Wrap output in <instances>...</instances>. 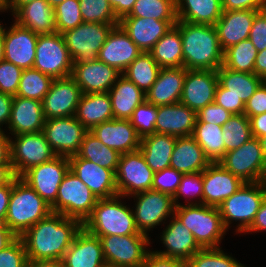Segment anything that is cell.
Listing matches in <instances>:
<instances>
[{"mask_svg": "<svg viewBox=\"0 0 266 267\" xmlns=\"http://www.w3.org/2000/svg\"><path fill=\"white\" fill-rule=\"evenodd\" d=\"M17 236L5 223H0V251L10 245Z\"/></svg>", "mask_w": 266, "mask_h": 267, "instance_id": "obj_68", "label": "cell"}, {"mask_svg": "<svg viewBox=\"0 0 266 267\" xmlns=\"http://www.w3.org/2000/svg\"><path fill=\"white\" fill-rule=\"evenodd\" d=\"M161 68L183 67V46L180 31L173 26L149 51Z\"/></svg>", "mask_w": 266, "mask_h": 267, "instance_id": "obj_38", "label": "cell"}, {"mask_svg": "<svg viewBox=\"0 0 266 267\" xmlns=\"http://www.w3.org/2000/svg\"><path fill=\"white\" fill-rule=\"evenodd\" d=\"M157 117V106L145 100L134 110L130 121L135 127L137 134L143 138L146 135L155 133Z\"/></svg>", "mask_w": 266, "mask_h": 267, "instance_id": "obj_51", "label": "cell"}, {"mask_svg": "<svg viewBox=\"0 0 266 267\" xmlns=\"http://www.w3.org/2000/svg\"><path fill=\"white\" fill-rule=\"evenodd\" d=\"M222 126L207 122H196L192 137L202 147L211 163L219 162L225 155Z\"/></svg>", "mask_w": 266, "mask_h": 267, "instance_id": "obj_40", "label": "cell"}, {"mask_svg": "<svg viewBox=\"0 0 266 267\" xmlns=\"http://www.w3.org/2000/svg\"><path fill=\"white\" fill-rule=\"evenodd\" d=\"M183 173L169 167L161 171L154 172L152 190L159 191L174 196L181 182Z\"/></svg>", "mask_w": 266, "mask_h": 267, "instance_id": "obj_52", "label": "cell"}, {"mask_svg": "<svg viewBox=\"0 0 266 267\" xmlns=\"http://www.w3.org/2000/svg\"><path fill=\"white\" fill-rule=\"evenodd\" d=\"M265 197L266 181L244 183L218 206L225 228L230 229L231 224L238 221V224L234 223L237 225L235 234L244 233L253 223Z\"/></svg>", "mask_w": 266, "mask_h": 267, "instance_id": "obj_6", "label": "cell"}, {"mask_svg": "<svg viewBox=\"0 0 266 267\" xmlns=\"http://www.w3.org/2000/svg\"><path fill=\"white\" fill-rule=\"evenodd\" d=\"M13 100L14 96L0 92V131H6L3 125L8 126Z\"/></svg>", "mask_w": 266, "mask_h": 267, "instance_id": "obj_61", "label": "cell"}, {"mask_svg": "<svg viewBox=\"0 0 266 267\" xmlns=\"http://www.w3.org/2000/svg\"><path fill=\"white\" fill-rule=\"evenodd\" d=\"M219 163L245 183L266 181V160L258 138L225 153Z\"/></svg>", "mask_w": 266, "mask_h": 267, "instance_id": "obj_10", "label": "cell"}, {"mask_svg": "<svg viewBox=\"0 0 266 267\" xmlns=\"http://www.w3.org/2000/svg\"><path fill=\"white\" fill-rule=\"evenodd\" d=\"M186 71L184 67L161 68L156 81L146 92V101L155 106L178 103L181 99Z\"/></svg>", "mask_w": 266, "mask_h": 267, "instance_id": "obj_31", "label": "cell"}, {"mask_svg": "<svg viewBox=\"0 0 266 267\" xmlns=\"http://www.w3.org/2000/svg\"><path fill=\"white\" fill-rule=\"evenodd\" d=\"M135 1L136 0H108L119 20L131 12Z\"/></svg>", "mask_w": 266, "mask_h": 267, "instance_id": "obj_63", "label": "cell"}, {"mask_svg": "<svg viewBox=\"0 0 266 267\" xmlns=\"http://www.w3.org/2000/svg\"><path fill=\"white\" fill-rule=\"evenodd\" d=\"M52 213L51 206L20 177L12 181L8 211L4 223L17 236Z\"/></svg>", "mask_w": 266, "mask_h": 267, "instance_id": "obj_3", "label": "cell"}, {"mask_svg": "<svg viewBox=\"0 0 266 267\" xmlns=\"http://www.w3.org/2000/svg\"><path fill=\"white\" fill-rule=\"evenodd\" d=\"M35 0H11L5 8V13L6 11L11 12L12 15L20 8L23 7L24 5H27Z\"/></svg>", "mask_w": 266, "mask_h": 267, "instance_id": "obj_71", "label": "cell"}, {"mask_svg": "<svg viewBox=\"0 0 266 267\" xmlns=\"http://www.w3.org/2000/svg\"><path fill=\"white\" fill-rule=\"evenodd\" d=\"M54 78L37 69H24L16 96L42 101L50 90Z\"/></svg>", "mask_w": 266, "mask_h": 267, "instance_id": "obj_44", "label": "cell"}, {"mask_svg": "<svg viewBox=\"0 0 266 267\" xmlns=\"http://www.w3.org/2000/svg\"><path fill=\"white\" fill-rule=\"evenodd\" d=\"M46 1L52 8H55L57 5L64 2L65 0H46Z\"/></svg>", "mask_w": 266, "mask_h": 267, "instance_id": "obj_74", "label": "cell"}, {"mask_svg": "<svg viewBox=\"0 0 266 267\" xmlns=\"http://www.w3.org/2000/svg\"><path fill=\"white\" fill-rule=\"evenodd\" d=\"M118 23L83 22L62 33L73 64L98 59V53L109 33Z\"/></svg>", "mask_w": 266, "mask_h": 267, "instance_id": "obj_9", "label": "cell"}, {"mask_svg": "<svg viewBox=\"0 0 266 267\" xmlns=\"http://www.w3.org/2000/svg\"><path fill=\"white\" fill-rule=\"evenodd\" d=\"M142 267H187V265L183 261L160 256L152 250L148 253Z\"/></svg>", "mask_w": 266, "mask_h": 267, "instance_id": "obj_60", "label": "cell"}, {"mask_svg": "<svg viewBox=\"0 0 266 267\" xmlns=\"http://www.w3.org/2000/svg\"><path fill=\"white\" fill-rule=\"evenodd\" d=\"M231 116L232 114L229 111L214 102L206 105L197 112L196 122H207L224 126Z\"/></svg>", "mask_w": 266, "mask_h": 267, "instance_id": "obj_55", "label": "cell"}, {"mask_svg": "<svg viewBox=\"0 0 266 267\" xmlns=\"http://www.w3.org/2000/svg\"><path fill=\"white\" fill-rule=\"evenodd\" d=\"M244 183L219 162L211 163L203 170V204L218 207Z\"/></svg>", "mask_w": 266, "mask_h": 267, "instance_id": "obj_24", "label": "cell"}, {"mask_svg": "<svg viewBox=\"0 0 266 267\" xmlns=\"http://www.w3.org/2000/svg\"><path fill=\"white\" fill-rule=\"evenodd\" d=\"M167 222L160 234V241L165 250L153 251L160 256L170 257L186 263L201 247L195 241L191 231L175 215Z\"/></svg>", "mask_w": 266, "mask_h": 267, "instance_id": "obj_21", "label": "cell"}, {"mask_svg": "<svg viewBox=\"0 0 266 267\" xmlns=\"http://www.w3.org/2000/svg\"><path fill=\"white\" fill-rule=\"evenodd\" d=\"M83 22L119 23L108 0H79Z\"/></svg>", "mask_w": 266, "mask_h": 267, "instance_id": "obj_49", "label": "cell"}, {"mask_svg": "<svg viewBox=\"0 0 266 267\" xmlns=\"http://www.w3.org/2000/svg\"><path fill=\"white\" fill-rule=\"evenodd\" d=\"M124 17L177 21L176 2L175 0H136L131 12Z\"/></svg>", "mask_w": 266, "mask_h": 267, "instance_id": "obj_45", "label": "cell"}, {"mask_svg": "<svg viewBox=\"0 0 266 267\" xmlns=\"http://www.w3.org/2000/svg\"><path fill=\"white\" fill-rule=\"evenodd\" d=\"M130 197L135 202L132 207L135 225L140 233L147 236L157 226H164L165 221L169 220L167 218L174 215L175 205L171 195L151 189Z\"/></svg>", "mask_w": 266, "mask_h": 267, "instance_id": "obj_11", "label": "cell"}, {"mask_svg": "<svg viewBox=\"0 0 266 267\" xmlns=\"http://www.w3.org/2000/svg\"><path fill=\"white\" fill-rule=\"evenodd\" d=\"M174 215L186 226L201 248H218L228 231L218 207L204 204H182L175 207Z\"/></svg>", "mask_w": 266, "mask_h": 267, "instance_id": "obj_5", "label": "cell"}, {"mask_svg": "<svg viewBox=\"0 0 266 267\" xmlns=\"http://www.w3.org/2000/svg\"><path fill=\"white\" fill-rule=\"evenodd\" d=\"M222 129L225 153L239 148L253 137L250 120L245 114H233Z\"/></svg>", "mask_w": 266, "mask_h": 267, "instance_id": "obj_46", "label": "cell"}, {"mask_svg": "<svg viewBox=\"0 0 266 267\" xmlns=\"http://www.w3.org/2000/svg\"><path fill=\"white\" fill-rule=\"evenodd\" d=\"M82 95L71 76L54 79L42 100L45 119L75 116Z\"/></svg>", "mask_w": 266, "mask_h": 267, "instance_id": "obj_17", "label": "cell"}, {"mask_svg": "<svg viewBox=\"0 0 266 267\" xmlns=\"http://www.w3.org/2000/svg\"><path fill=\"white\" fill-rule=\"evenodd\" d=\"M57 33H64L83 23L79 0H65L54 8Z\"/></svg>", "mask_w": 266, "mask_h": 267, "instance_id": "obj_50", "label": "cell"}, {"mask_svg": "<svg viewBox=\"0 0 266 267\" xmlns=\"http://www.w3.org/2000/svg\"><path fill=\"white\" fill-rule=\"evenodd\" d=\"M10 137L5 131H0V163H11Z\"/></svg>", "mask_w": 266, "mask_h": 267, "instance_id": "obj_66", "label": "cell"}, {"mask_svg": "<svg viewBox=\"0 0 266 267\" xmlns=\"http://www.w3.org/2000/svg\"><path fill=\"white\" fill-rule=\"evenodd\" d=\"M83 223L63 214L51 213L30 227L20 238L28 259L62 260Z\"/></svg>", "mask_w": 266, "mask_h": 267, "instance_id": "obj_1", "label": "cell"}, {"mask_svg": "<svg viewBox=\"0 0 266 267\" xmlns=\"http://www.w3.org/2000/svg\"><path fill=\"white\" fill-rule=\"evenodd\" d=\"M56 156L42 131L10 137V161L16 177Z\"/></svg>", "mask_w": 266, "mask_h": 267, "instance_id": "obj_12", "label": "cell"}, {"mask_svg": "<svg viewBox=\"0 0 266 267\" xmlns=\"http://www.w3.org/2000/svg\"><path fill=\"white\" fill-rule=\"evenodd\" d=\"M88 130L75 116L46 119L42 133L57 156L70 157L79 152Z\"/></svg>", "mask_w": 266, "mask_h": 267, "instance_id": "obj_16", "label": "cell"}, {"mask_svg": "<svg viewBox=\"0 0 266 267\" xmlns=\"http://www.w3.org/2000/svg\"><path fill=\"white\" fill-rule=\"evenodd\" d=\"M181 198H184L187 205L203 204V171L183 174L177 191L173 196L175 207L183 204L180 203L179 199Z\"/></svg>", "mask_w": 266, "mask_h": 267, "instance_id": "obj_48", "label": "cell"}, {"mask_svg": "<svg viewBox=\"0 0 266 267\" xmlns=\"http://www.w3.org/2000/svg\"><path fill=\"white\" fill-rule=\"evenodd\" d=\"M219 83L228 93L240 98L245 104L264 81L254 73L239 72L221 66L217 70Z\"/></svg>", "mask_w": 266, "mask_h": 267, "instance_id": "obj_39", "label": "cell"}, {"mask_svg": "<svg viewBox=\"0 0 266 267\" xmlns=\"http://www.w3.org/2000/svg\"><path fill=\"white\" fill-rule=\"evenodd\" d=\"M26 267H63L62 260H31L28 259Z\"/></svg>", "mask_w": 266, "mask_h": 267, "instance_id": "obj_70", "label": "cell"}, {"mask_svg": "<svg viewBox=\"0 0 266 267\" xmlns=\"http://www.w3.org/2000/svg\"><path fill=\"white\" fill-rule=\"evenodd\" d=\"M258 139H259V142H260V145H261L263 157L266 160V134L260 136Z\"/></svg>", "mask_w": 266, "mask_h": 267, "instance_id": "obj_73", "label": "cell"}, {"mask_svg": "<svg viewBox=\"0 0 266 267\" xmlns=\"http://www.w3.org/2000/svg\"><path fill=\"white\" fill-rule=\"evenodd\" d=\"M98 237L102 243L106 265L113 267H142L151 251L148 247L151 244V236L145 234Z\"/></svg>", "mask_w": 266, "mask_h": 267, "instance_id": "obj_8", "label": "cell"}, {"mask_svg": "<svg viewBox=\"0 0 266 267\" xmlns=\"http://www.w3.org/2000/svg\"><path fill=\"white\" fill-rule=\"evenodd\" d=\"M258 51L249 39L232 45L223 52V63L227 69L254 73V63Z\"/></svg>", "mask_w": 266, "mask_h": 267, "instance_id": "obj_43", "label": "cell"}, {"mask_svg": "<svg viewBox=\"0 0 266 267\" xmlns=\"http://www.w3.org/2000/svg\"><path fill=\"white\" fill-rule=\"evenodd\" d=\"M75 118L88 131L98 124L114 119L108 92L83 94L77 106Z\"/></svg>", "mask_w": 266, "mask_h": 267, "instance_id": "obj_35", "label": "cell"}, {"mask_svg": "<svg viewBox=\"0 0 266 267\" xmlns=\"http://www.w3.org/2000/svg\"><path fill=\"white\" fill-rule=\"evenodd\" d=\"M211 164L202 147L192 137H176L170 167L183 174L202 172Z\"/></svg>", "mask_w": 266, "mask_h": 267, "instance_id": "obj_32", "label": "cell"}, {"mask_svg": "<svg viewBox=\"0 0 266 267\" xmlns=\"http://www.w3.org/2000/svg\"><path fill=\"white\" fill-rule=\"evenodd\" d=\"M177 21H160L154 18L123 17L119 25L142 52H149Z\"/></svg>", "mask_w": 266, "mask_h": 267, "instance_id": "obj_28", "label": "cell"}, {"mask_svg": "<svg viewBox=\"0 0 266 267\" xmlns=\"http://www.w3.org/2000/svg\"><path fill=\"white\" fill-rule=\"evenodd\" d=\"M258 10L223 11L216 22L219 43L226 50L242 40L249 39L252 23Z\"/></svg>", "mask_w": 266, "mask_h": 267, "instance_id": "obj_30", "label": "cell"}, {"mask_svg": "<svg viewBox=\"0 0 266 267\" xmlns=\"http://www.w3.org/2000/svg\"><path fill=\"white\" fill-rule=\"evenodd\" d=\"M42 101L36 99L14 96L12 110L7 130L9 136H16L24 133H36L43 129L45 124Z\"/></svg>", "mask_w": 266, "mask_h": 267, "instance_id": "obj_29", "label": "cell"}, {"mask_svg": "<svg viewBox=\"0 0 266 267\" xmlns=\"http://www.w3.org/2000/svg\"><path fill=\"white\" fill-rule=\"evenodd\" d=\"M16 175L11 163H0V187L9 185Z\"/></svg>", "mask_w": 266, "mask_h": 267, "instance_id": "obj_67", "label": "cell"}, {"mask_svg": "<svg viewBox=\"0 0 266 267\" xmlns=\"http://www.w3.org/2000/svg\"><path fill=\"white\" fill-rule=\"evenodd\" d=\"M23 69L11 62H0V92L16 96Z\"/></svg>", "mask_w": 266, "mask_h": 267, "instance_id": "obj_54", "label": "cell"}, {"mask_svg": "<svg viewBox=\"0 0 266 267\" xmlns=\"http://www.w3.org/2000/svg\"><path fill=\"white\" fill-rule=\"evenodd\" d=\"M161 67L149 52H142L123 72L145 94L156 81Z\"/></svg>", "mask_w": 266, "mask_h": 267, "instance_id": "obj_42", "label": "cell"}, {"mask_svg": "<svg viewBox=\"0 0 266 267\" xmlns=\"http://www.w3.org/2000/svg\"><path fill=\"white\" fill-rule=\"evenodd\" d=\"M62 263L63 267L105 266L106 262L100 238L82 227L64 254Z\"/></svg>", "mask_w": 266, "mask_h": 267, "instance_id": "obj_26", "label": "cell"}, {"mask_svg": "<svg viewBox=\"0 0 266 267\" xmlns=\"http://www.w3.org/2000/svg\"><path fill=\"white\" fill-rule=\"evenodd\" d=\"M218 83L216 70L187 69L179 102L198 112L214 103Z\"/></svg>", "mask_w": 266, "mask_h": 267, "instance_id": "obj_18", "label": "cell"}, {"mask_svg": "<svg viewBox=\"0 0 266 267\" xmlns=\"http://www.w3.org/2000/svg\"><path fill=\"white\" fill-rule=\"evenodd\" d=\"M155 133L175 137L192 136L197 120V112L178 102L157 106Z\"/></svg>", "mask_w": 266, "mask_h": 267, "instance_id": "obj_27", "label": "cell"}, {"mask_svg": "<svg viewBox=\"0 0 266 267\" xmlns=\"http://www.w3.org/2000/svg\"><path fill=\"white\" fill-rule=\"evenodd\" d=\"M249 40L258 52L266 49V9L256 13L250 30Z\"/></svg>", "mask_w": 266, "mask_h": 267, "instance_id": "obj_57", "label": "cell"}, {"mask_svg": "<svg viewBox=\"0 0 266 267\" xmlns=\"http://www.w3.org/2000/svg\"><path fill=\"white\" fill-rule=\"evenodd\" d=\"M214 102L233 114H244L245 103L218 83Z\"/></svg>", "mask_w": 266, "mask_h": 267, "instance_id": "obj_56", "label": "cell"}, {"mask_svg": "<svg viewBox=\"0 0 266 267\" xmlns=\"http://www.w3.org/2000/svg\"><path fill=\"white\" fill-rule=\"evenodd\" d=\"M5 26L0 22V62L4 60L5 47H4Z\"/></svg>", "mask_w": 266, "mask_h": 267, "instance_id": "obj_72", "label": "cell"}, {"mask_svg": "<svg viewBox=\"0 0 266 267\" xmlns=\"http://www.w3.org/2000/svg\"><path fill=\"white\" fill-rule=\"evenodd\" d=\"M77 155L80 158L87 159L101 167L112 170L114 173L117 170L119 154L116 150L105 146L98 138L88 131L81 143V147Z\"/></svg>", "mask_w": 266, "mask_h": 267, "instance_id": "obj_41", "label": "cell"}, {"mask_svg": "<svg viewBox=\"0 0 266 267\" xmlns=\"http://www.w3.org/2000/svg\"><path fill=\"white\" fill-rule=\"evenodd\" d=\"M261 231L266 232V197L256 213L253 223L243 234L258 233Z\"/></svg>", "mask_w": 266, "mask_h": 267, "instance_id": "obj_62", "label": "cell"}, {"mask_svg": "<svg viewBox=\"0 0 266 267\" xmlns=\"http://www.w3.org/2000/svg\"><path fill=\"white\" fill-rule=\"evenodd\" d=\"M124 199L125 197L120 195L98 199L83 227L95 236L143 234L135 225L131 206L122 202Z\"/></svg>", "mask_w": 266, "mask_h": 267, "instance_id": "obj_4", "label": "cell"}, {"mask_svg": "<svg viewBox=\"0 0 266 267\" xmlns=\"http://www.w3.org/2000/svg\"><path fill=\"white\" fill-rule=\"evenodd\" d=\"M176 137L166 134H150L141 138L139 150L153 172L170 167V159Z\"/></svg>", "mask_w": 266, "mask_h": 267, "instance_id": "obj_37", "label": "cell"}, {"mask_svg": "<svg viewBox=\"0 0 266 267\" xmlns=\"http://www.w3.org/2000/svg\"><path fill=\"white\" fill-rule=\"evenodd\" d=\"M38 36L15 21L8 28L5 26L4 60L23 70L33 68Z\"/></svg>", "mask_w": 266, "mask_h": 267, "instance_id": "obj_20", "label": "cell"}, {"mask_svg": "<svg viewBox=\"0 0 266 267\" xmlns=\"http://www.w3.org/2000/svg\"><path fill=\"white\" fill-rule=\"evenodd\" d=\"M69 169V158L67 156H56L48 162L25 171L20 178L52 206L55 203L59 185Z\"/></svg>", "mask_w": 266, "mask_h": 267, "instance_id": "obj_15", "label": "cell"}, {"mask_svg": "<svg viewBox=\"0 0 266 267\" xmlns=\"http://www.w3.org/2000/svg\"><path fill=\"white\" fill-rule=\"evenodd\" d=\"M266 113V81H263L245 104L244 114L250 118Z\"/></svg>", "mask_w": 266, "mask_h": 267, "instance_id": "obj_58", "label": "cell"}, {"mask_svg": "<svg viewBox=\"0 0 266 267\" xmlns=\"http://www.w3.org/2000/svg\"><path fill=\"white\" fill-rule=\"evenodd\" d=\"M68 158L70 170L87 185L98 199H108L118 195L115 173L112 170L80 158L77 154Z\"/></svg>", "mask_w": 266, "mask_h": 267, "instance_id": "obj_19", "label": "cell"}, {"mask_svg": "<svg viewBox=\"0 0 266 267\" xmlns=\"http://www.w3.org/2000/svg\"><path fill=\"white\" fill-rule=\"evenodd\" d=\"M183 46V67L193 70H218L223 63V50L215 25L177 21Z\"/></svg>", "mask_w": 266, "mask_h": 267, "instance_id": "obj_2", "label": "cell"}, {"mask_svg": "<svg viewBox=\"0 0 266 267\" xmlns=\"http://www.w3.org/2000/svg\"><path fill=\"white\" fill-rule=\"evenodd\" d=\"M142 51L118 24L109 33L98 53V60L122 73Z\"/></svg>", "mask_w": 266, "mask_h": 267, "instance_id": "obj_25", "label": "cell"}, {"mask_svg": "<svg viewBox=\"0 0 266 267\" xmlns=\"http://www.w3.org/2000/svg\"><path fill=\"white\" fill-rule=\"evenodd\" d=\"M33 68L54 79L71 76L73 61L62 34L38 36Z\"/></svg>", "mask_w": 266, "mask_h": 267, "instance_id": "obj_13", "label": "cell"}, {"mask_svg": "<svg viewBox=\"0 0 266 267\" xmlns=\"http://www.w3.org/2000/svg\"><path fill=\"white\" fill-rule=\"evenodd\" d=\"M121 74L116 68L97 59L73 64L71 77L83 94L107 93Z\"/></svg>", "mask_w": 266, "mask_h": 267, "instance_id": "obj_22", "label": "cell"}, {"mask_svg": "<svg viewBox=\"0 0 266 267\" xmlns=\"http://www.w3.org/2000/svg\"><path fill=\"white\" fill-rule=\"evenodd\" d=\"M6 3L3 0H0V12H5Z\"/></svg>", "mask_w": 266, "mask_h": 267, "instance_id": "obj_75", "label": "cell"}, {"mask_svg": "<svg viewBox=\"0 0 266 267\" xmlns=\"http://www.w3.org/2000/svg\"><path fill=\"white\" fill-rule=\"evenodd\" d=\"M108 94L114 119H130L134 110L146 100V94L122 74Z\"/></svg>", "mask_w": 266, "mask_h": 267, "instance_id": "obj_34", "label": "cell"}, {"mask_svg": "<svg viewBox=\"0 0 266 267\" xmlns=\"http://www.w3.org/2000/svg\"><path fill=\"white\" fill-rule=\"evenodd\" d=\"M90 132L105 146L119 154L139 150L141 137L130 119H111L93 127Z\"/></svg>", "mask_w": 266, "mask_h": 267, "instance_id": "obj_23", "label": "cell"}, {"mask_svg": "<svg viewBox=\"0 0 266 267\" xmlns=\"http://www.w3.org/2000/svg\"><path fill=\"white\" fill-rule=\"evenodd\" d=\"M98 198L78 176L69 169L58 188L52 213L63 214L82 223L92 214Z\"/></svg>", "mask_w": 266, "mask_h": 267, "instance_id": "obj_7", "label": "cell"}, {"mask_svg": "<svg viewBox=\"0 0 266 267\" xmlns=\"http://www.w3.org/2000/svg\"><path fill=\"white\" fill-rule=\"evenodd\" d=\"M254 74L266 81V49L257 54L254 63Z\"/></svg>", "mask_w": 266, "mask_h": 267, "instance_id": "obj_69", "label": "cell"}, {"mask_svg": "<svg viewBox=\"0 0 266 267\" xmlns=\"http://www.w3.org/2000/svg\"><path fill=\"white\" fill-rule=\"evenodd\" d=\"M153 175L140 150L121 154L115 172L118 195L130 199L134 194L151 190Z\"/></svg>", "mask_w": 266, "mask_h": 267, "instance_id": "obj_14", "label": "cell"}, {"mask_svg": "<svg viewBox=\"0 0 266 267\" xmlns=\"http://www.w3.org/2000/svg\"><path fill=\"white\" fill-rule=\"evenodd\" d=\"M12 190V182L9 185L0 187V223H4L7 211L9 198Z\"/></svg>", "mask_w": 266, "mask_h": 267, "instance_id": "obj_65", "label": "cell"}, {"mask_svg": "<svg viewBox=\"0 0 266 267\" xmlns=\"http://www.w3.org/2000/svg\"><path fill=\"white\" fill-rule=\"evenodd\" d=\"M252 136L259 138L266 134V113L249 118Z\"/></svg>", "mask_w": 266, "mask_h": 267, "instance_id": "obj_64", "label": "cell"}, {"mask_svg": "<svg viewBox=\"0 0 266 267\" xmlns=\"http://www.w3.org/2000/svg\"><path fill=\"white\" fill-rule=\"evenodd\" d=\"M177 21L215 25L222 15L221 0H175Z\"/></svg>", "mask_w": 266, "mask_h": 267, "instance_id": "obj_36", "label": "cell"}, {"mask_svg": "<svg viewBox=\"0 0 266 267\" xmlns=\"http://www.w3.org/2000/svg\"><path fill=\"white\" fill-rule=\"evenodd\" d=\"M223 11L234 10H264L266 0H221Z\"/></svg>", "mask_w": 266, "mask_h": 267, "instance_id": "obj_59", "label": "cell"}, {"mask_svg": "<svg viewBox=\"0 0 266 267\" xmlns=\"http://www.w3.org/2000/svg\"><path fill=\"white\" fill-rule=\"evenodd\" d=\"M27 260L25 245L20 237L0 251V267H26Z\"/></svg>", "mask_w": 266, "mask_h": 267, "instance_id": "obj_53", "label": "cell"}, {"mask_svg": "<svg viewBox=\"0 0 266 267\" xmlns=\"http://www.w3.org/2000/svg\"><path fill=\"white\" fill-rule=\"evenodd\" d=\"M6 4H8L11 0H3Z\"/></svg>", "mask_w": 266, "mask_h": 267, "instance_id": "obj_76", "label": "cell"}, {"mask_svg": "<svg viewBox=\"0 0 266 267\" xmlns=\"http://www.w3.org/2000/svg\"><path fill=\"white\" fill-rule=\"evenodd\" d=\"M187 267H246L222 247L201 248L186 262Z\"/></svg>", "mask_w": 266, "mask_h": 267, "instance_id": "obj_47", "label": "cell"}, {"mask_svg": "<svg viewBox=\"0 0 266 267\" xmlns=\"http://www.w3.org/2000/svg\"><path fill=\"white\" fill-rule=\"evenodd\" d=\"M14 21L38 35L56 33L55 14L46 0H35L20 7L13 15Z\"/></svg>", "mask_w": 266, "mask_h": 267, "instance_id": "obj_33", "label": "cell"}]
</instances>
